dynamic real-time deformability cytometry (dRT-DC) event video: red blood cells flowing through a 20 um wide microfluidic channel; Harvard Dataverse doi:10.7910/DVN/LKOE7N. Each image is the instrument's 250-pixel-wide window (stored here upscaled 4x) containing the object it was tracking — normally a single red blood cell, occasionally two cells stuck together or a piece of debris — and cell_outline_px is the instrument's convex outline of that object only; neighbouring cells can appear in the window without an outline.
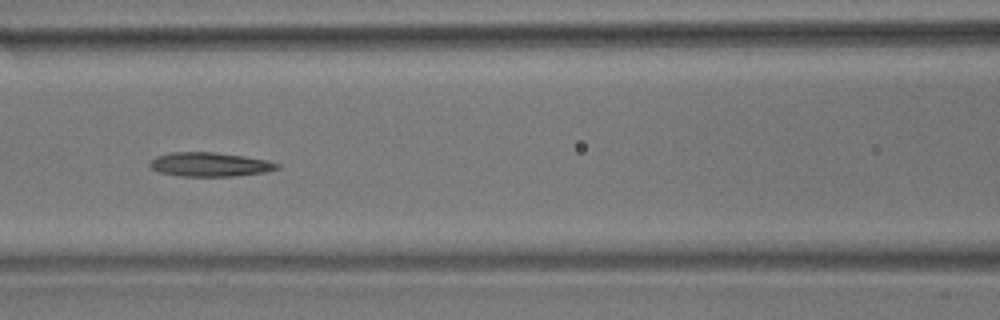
{"species": "common noctule bat (a hibernating species)", "species_latin": "Nyctalus noctula", "temperature_condition": "room temperature", "stored_images_in_passage": 9, "camera_frame_rate_fps": 3000, "um_per_image_px": 0.085, "animal": {"sex": "male", "body_mass_g": 17.9}, "frame": {"image": 1, "passage_image": 6, "time_ms": 6.0, "image_size_px": [1000, 320], "cell_outline_px": [[280, 168], [264, 172], [236, 176], [180, 176], [156, 172], [148, 168], [148, 164], [156, 156], [172, 152], [216, 152], [244, 156], [268, 160], [280, 164]], "centroid_in_image_um": [17.8, 13.98], "position_along_channel_um": 148.8, "area_um2": 18.09}}
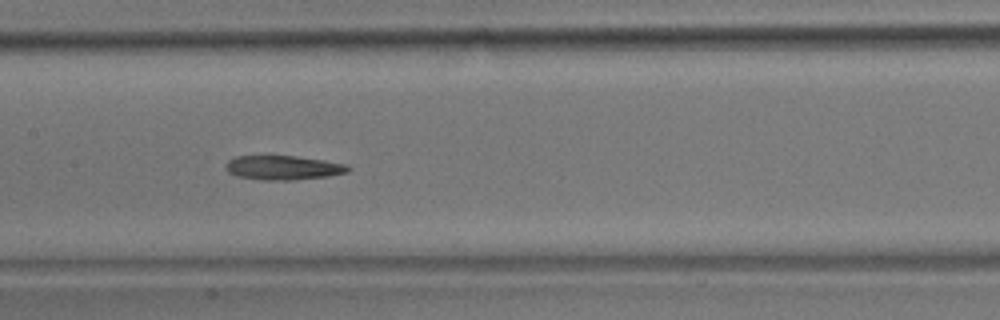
{"frame": {"image": 2, "passage_image": 7, "time_ms": 7.0, "image_size_px": [1000, 320], "cell_outline_px": [[352, 168], [348, 172], [328, 176], [296, 180], [264, 180], [236, 176], [228, 172], [224, 168], [224, 164], [228, 160], [236, 156], [296, 156], [324, 160], [344, 164]], "centroid_in_image_um": [24.04, 14.25], "position_along_channel_um": 183.4, "area_um2": 17.4}}
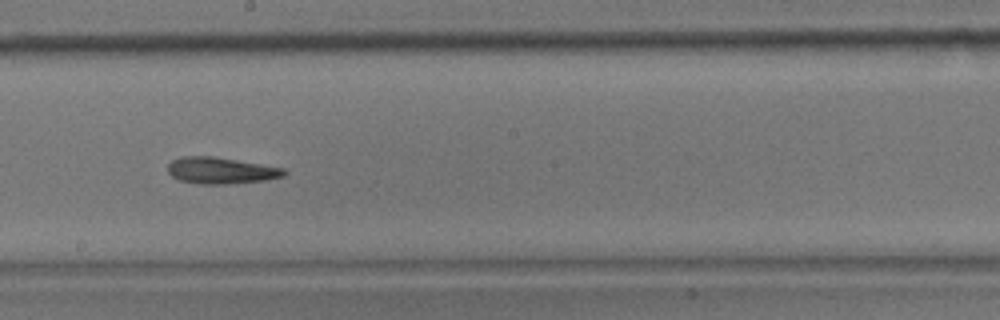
{"frame": {"image": 3, "passage_image": 8, "time_ms": 8.333, "image_size_px": [1000, 320], "cell_outline_px": [[288, 172], [284, 176], [264, 180], [224, 184], [200, 184], [180, 180], [172, 176], [168, 172], [168, 164], [172, 160], [180, 156], [212, 156], [284, 168]], "centroid_in_image_um": [18.75, 14.49], "position_along_channel_um": 229.4, "area_um2": 17.8}}